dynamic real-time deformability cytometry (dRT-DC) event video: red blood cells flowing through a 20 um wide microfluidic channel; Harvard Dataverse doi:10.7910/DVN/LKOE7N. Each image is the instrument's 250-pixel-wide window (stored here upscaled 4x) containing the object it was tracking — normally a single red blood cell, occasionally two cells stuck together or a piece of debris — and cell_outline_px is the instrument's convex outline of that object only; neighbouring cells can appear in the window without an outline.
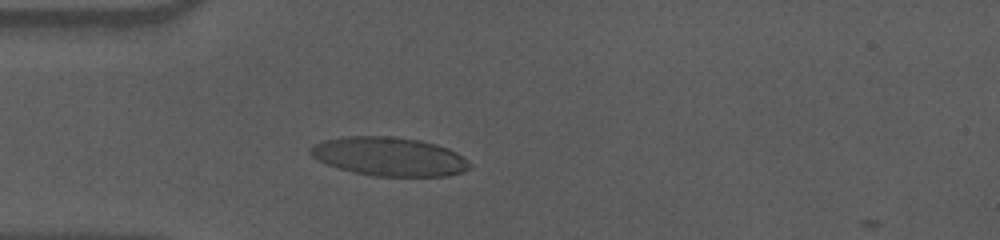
{"species": "human", "species_latin": "Homo sapiens", "temperature_condition": "cold", "stored_images_in_passage": 45, "camera_frame_rate_fps": 3000, "um_per_image_px": 0.085, "donor": {"sex": "male"}, "frame": {"image": 1, "passage_image": 12, "time_ms": 3.667, "image_size_px": [1000, 240], "cell_outline_px": [[472, 164], [464, 172], [448, 176], [372, 176], [352, 172], [328, 164], [312, 156], [308, 152], [308, 148], [312, 144], [324, 140], [348, 136], [396, 136], [420, 140], [436, 144], [448, 148], [456, 152]], "centroid_in_image_um": [33.08, 13.3], "position_along_channel_um": 51.9, "area_um2": 36.13}}
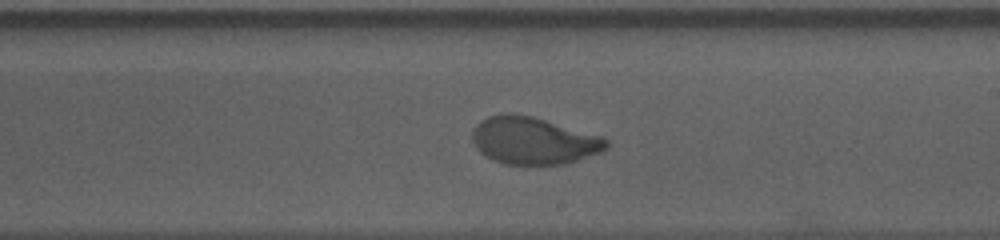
{"frame": {"image": 2, "passage_image": 29, "time_ms": 9.333, "image_size_px": [1000, 240], "cell_outline_px": [[608, 148], [600, 152], [564, 164], [504, 164], [492, 160], [484, 156], [476, 148], [472, 140], [472, 128], [480, 120], [488, 116], [508, 112], [532, 116], [604, 136], [608, 140]], "centroid_in_image_um": [45.32, 11.94], "position_along_channel_um": 243.7, "area_um2": 37.22}}
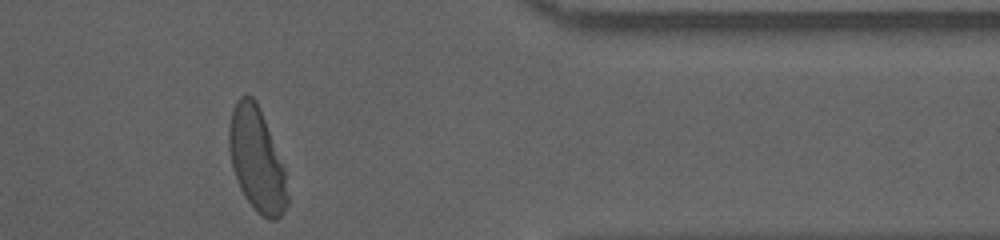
{"frame": {"image": 3, "passage_image": 43, "time_ms": 14.0, "image_size_px": [1000, 240], "cell_outline_px": [[288, 204], [284, 212], [276, 220], [268, 220], [256, 212], [244, 196], [240, 188], [232, 164], [228, 148], [228, 128], [232, 108], [236, 100], [240, 96], [252, 96], [256, 100], [260, 108], [284, 168], [288, 196]], "centroid_in_image_um": [21.81, 13.58], "position_along_channel_um": 389.6, "area_um2": 35.26}, "authors_computed_cell_mechanics": {"area_um2": 36.7608, "velocity_mm_per_s": 3.5631, "shape_relaxation_time_tau1_ms": 4.9231, "shape_relaxation_time_tau2_ms": null, "deformation_change_tau1": 0.2079, "deformation_change_tau2": null}}